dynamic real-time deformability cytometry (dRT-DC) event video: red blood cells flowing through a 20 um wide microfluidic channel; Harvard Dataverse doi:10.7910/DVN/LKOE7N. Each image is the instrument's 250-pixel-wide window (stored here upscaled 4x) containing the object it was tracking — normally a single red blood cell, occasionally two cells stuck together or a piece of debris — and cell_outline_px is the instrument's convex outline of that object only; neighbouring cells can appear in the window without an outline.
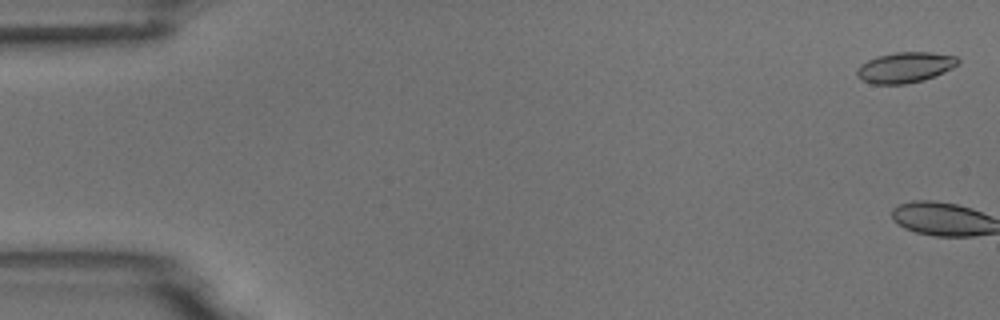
{"species": "common noctule bat (a hibernating species)", "species_latin": "Nyctalus noctula", "temperature_condition": "room temperature", "stored_images_in_passage": 4, "camera_frame_rate_fps": 3000, "um_per_image_px": 0.085, "animal": {"sex": "male", "body_mass_g": 18.8}, "frame": {"image": 1, "passage_image": 2, "time_ms": 0.333, "image_size_px": [1000, 320], "cell_outline_px": [[960, 60], [952, 68], [944, 72], [924, 80], [904, 84], [872, 84], [856, 76], [856, 72], [860, 64], [876, 56], [896, 52], [932, 52], [956, 56]], "centroid_in_image_um": [76.92, 5.72], "position_along_channel_um": 8.1, "area_um2": 17.98}}